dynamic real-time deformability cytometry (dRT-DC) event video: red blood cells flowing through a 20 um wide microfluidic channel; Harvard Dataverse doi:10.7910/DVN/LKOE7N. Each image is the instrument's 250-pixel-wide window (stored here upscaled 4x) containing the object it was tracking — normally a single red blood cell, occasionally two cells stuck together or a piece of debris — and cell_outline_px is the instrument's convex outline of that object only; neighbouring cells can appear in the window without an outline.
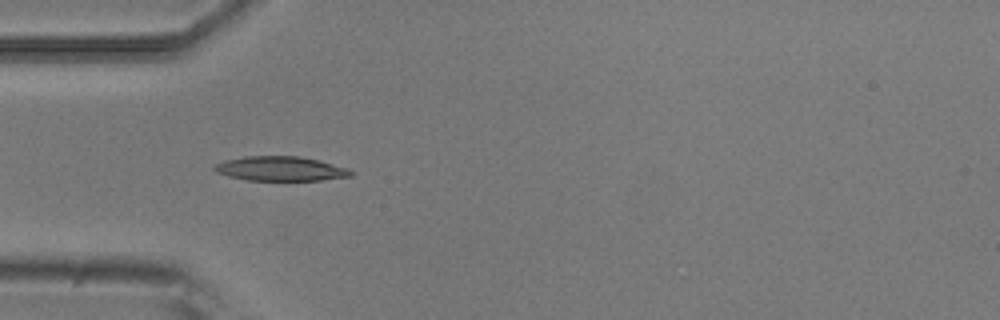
{"species": "common noctule bat (a hibernating species)", "species_latin": "Nyctalus noctula", "temperature_condition": "room temperature", "stored_images_in_passage": 3, "camera_frame_rate_fps": 3000, "um_per_image_px": 0.085, "animal": {"sex": "male", "body_mass_g": 20.5, "forearm_length_mm": 52.5}, "frame": {"image": 1, "passage_image": 2, "time_ms": 0.333, "image_size_px": [1000, 320], "cell_outline_px": [[352, 176], [320, 180], [248, 180], [228, 176], [216, 172], [212, 168], [216, 164], [224, 160], [244, 156], [300, 156], [320, 160], [348, 168], [352, 172]], "centroid_in_image_um": [23.84, 14.33], "position_along_channel_um": 61.2, "area_um2": 19.48}}
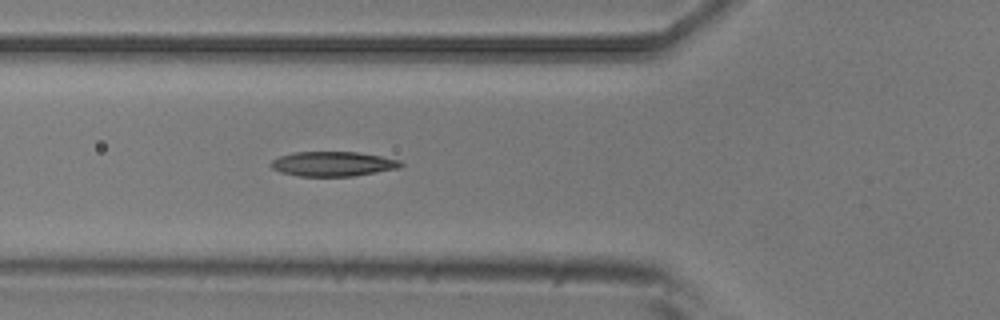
{"frame": {"image": 2, "passage_image": 3, "time_ms": 0.667, "image_size_px": [1000, 320], "cell_outline_px": [[404, 164], [400, 168], [352, 176], [300, 176], [280, 172], [272, 168], [268, 164], [272, 160], [280, 156], [292, 152], [356, 152], [380, 156], [400, 160]], "centroid_in_image_um": [28.28, 13.93], "position_along_channel_um": 97.5, "area_um2": 18.67}}